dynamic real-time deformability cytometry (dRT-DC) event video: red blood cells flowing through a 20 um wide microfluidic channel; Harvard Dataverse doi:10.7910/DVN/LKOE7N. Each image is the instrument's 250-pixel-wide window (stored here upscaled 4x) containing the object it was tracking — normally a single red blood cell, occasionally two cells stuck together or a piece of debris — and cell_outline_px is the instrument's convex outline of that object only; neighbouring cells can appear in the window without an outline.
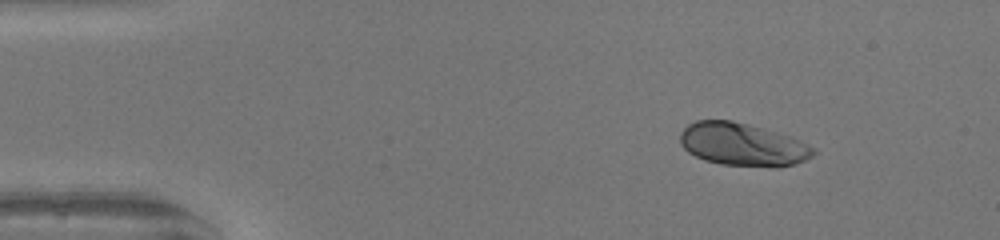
{"species": "human", "species_latin": "Homo sapiens", "temperature_condition": "warm", "stored_images_in_passage": 44, "camera_frame_rate_fps": 3000, "um_per_image_px": 0.085, "donor": {"sex": "female"}, "frame": {"image": 1, "passage_image": 1, "time_ms": 0.0, "image_size_px": [1000, 240], "cell_outline_px": [[816, 152], [812, 156], [796, 164], [780, 168], [772, 168], [720, 164], [704, 160], [688, 152], [680, 144], [680, 132], [688, 124], [696, 120], [732, 120], [748, 124], [792, 136], [808, 144]], "centroid_in_image_um": [63.13, 12.29], "position_along_channel_um": 21.9, "area_um2": 33.7}}
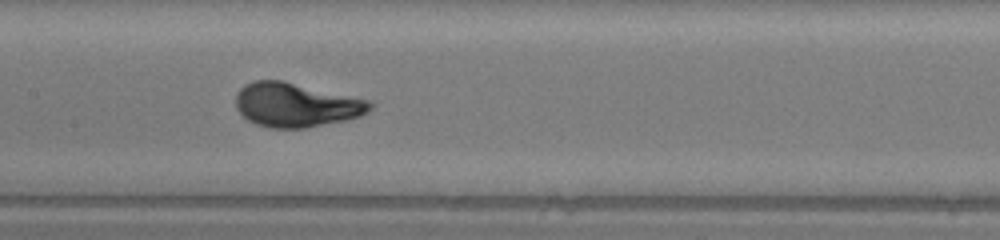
{"frame": {"image": 2, "passage_image": 19, "time_ms": 6.0, "image_size_px": [1000, 240], "cell_outline_px": [[372, 108], [368, 112], [360, 116], [344, 120], [304, 128], [268, 128], [256, 124], [248, 120], [236, 108], [236, 92], [244, 84], [256, 80], [284, 80], [372, 100]], "centroid_in_image_um": [25.17, 8.9], "position_along_channel_um": 182.2, "area_um2": 34.8}}
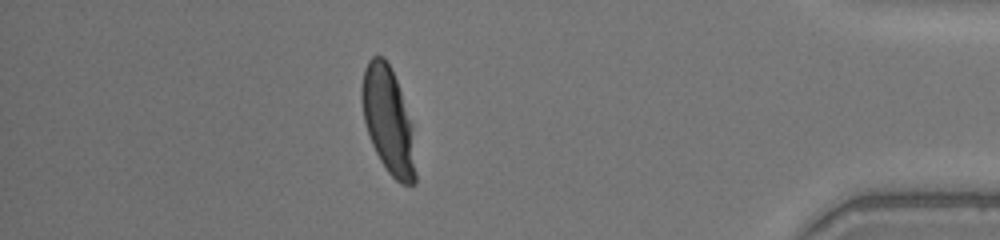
{"frame": {"image": 3, "passage_image": 38, "time_ms": 12.333, "image_size_px": [1000, 240], "cell_outline_px": [[416, 184], [400, 184], [388, 172], [380, 160], [372, 144], [364, 120], [360, 100], [360, 88], [364, 68], [368, 60], [372, 56], [384, 56], [396, 80], [412, 124], [416, 172]], "centroid_in_image_um": [32.98, 10.24], "position_along_channel_um": 402.2, "area_um2": 33.29}, "authors_computed_cell_mechanics": {"area_um2": 33.2928, "velocity_mm_per_s": 4.167, "shape_relaxation_time_tau1_ms": 2.9922, "shape_relaxation_time_tau2_ms": null, "deformation_change_tau1": 0.2014, "deformation_change_tau2": null}}